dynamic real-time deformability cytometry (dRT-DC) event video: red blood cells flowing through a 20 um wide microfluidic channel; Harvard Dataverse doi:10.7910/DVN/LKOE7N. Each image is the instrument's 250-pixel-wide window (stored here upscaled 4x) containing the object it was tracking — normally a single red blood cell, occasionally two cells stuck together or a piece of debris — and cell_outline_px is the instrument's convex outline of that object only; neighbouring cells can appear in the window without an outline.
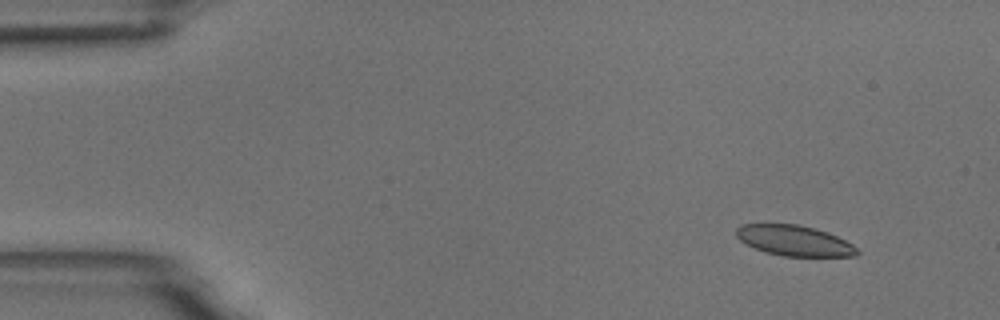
{"species": "common noctule bat (a hibernating species)", "species_latin": "Nyctalus noctula", "temperature_condition": "room temperature", "stored_images_in_passage": 4, "camera_frame_rate_fps": 3000, "um_per_image_px": 0.085, "animal": {"sex": "male", "body_mass_g": 18.8}, "frame": {"image": 1, "passage_image": 1, "time_ms": 0.0, "image_size_px": [1000, 320], "cell_outline_px": [[860, 252], [856, 256], [784, 256], [764, 252], [740, 240], [736, 236], [736, 228], [744, 224], [796, 224], [812, 228], [836, 236], [852, 244]], "centroid_in_image_um": [67.5, 20.46], "position_along_channel_um": 17.5, "area_um2": 21.1}}
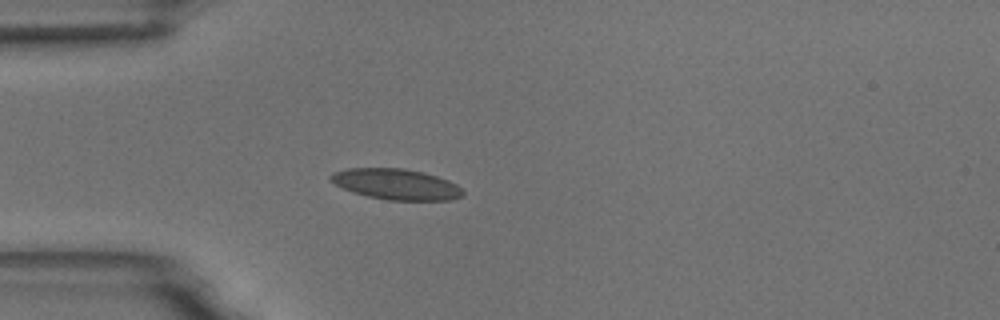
{"frame": {"image": 2, "passage_image": 4, "time_ms": 3.333, "image_size_px": [1000, 320], "cell_outline_px": [[464, 196], [452, 200], [388, 200], [368, 196], [352, 192], [328, 180], [328, 176], [332, 172], [348, 168], [404, 168], [424, 172], [448, 180], [456, 184], [464, 192]], "centroid_in_image_um": [33.67, 15.65], "position_along_channel_um": 51.3, "area_um2": 23.81}}